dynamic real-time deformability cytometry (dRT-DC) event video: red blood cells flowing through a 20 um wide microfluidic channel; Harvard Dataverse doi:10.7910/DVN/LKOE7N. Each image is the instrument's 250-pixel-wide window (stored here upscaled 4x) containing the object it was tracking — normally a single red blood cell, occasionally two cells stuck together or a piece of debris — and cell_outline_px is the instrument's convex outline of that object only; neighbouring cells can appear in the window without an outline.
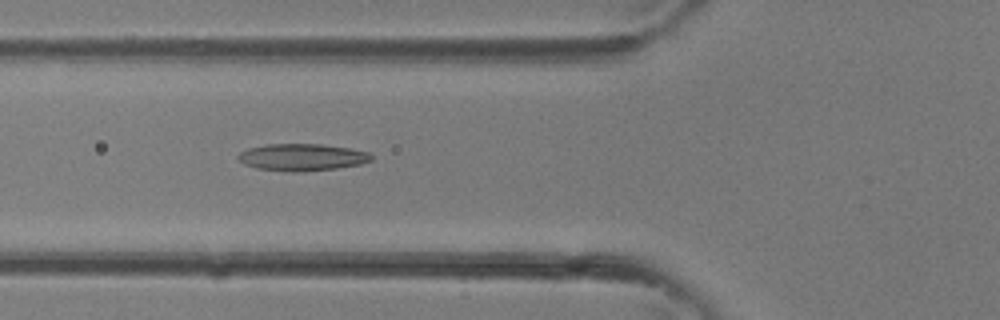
{"species": "common noctule bat (a hibernating species)", "species_latin": "Nyctalus noctula", "temperature_condition": "room temperature", "stored_images_in_passage": 37, "camera_frame_rate_fps": 3000, "um_per_image_px": 0.085, "animal": {"sex": "female"}, "frame": {"image": 1, "passage_image": 14, "time_ms": 4.333, "image_size_px": [1000, 320], "cell_outline_px": [[372, 160], [360, 164], [336, 168], [292, 172], [256, 168], [244, 164], [236, 156], [240, 152], [248, 148], [268, 144], [320, 144], [352, 148], [368, 152], [372, 156]], "centroid_in_image_um": [25.67, 13.35], "position_along_channel_um": 100.1, "area_um2": 20.87}}
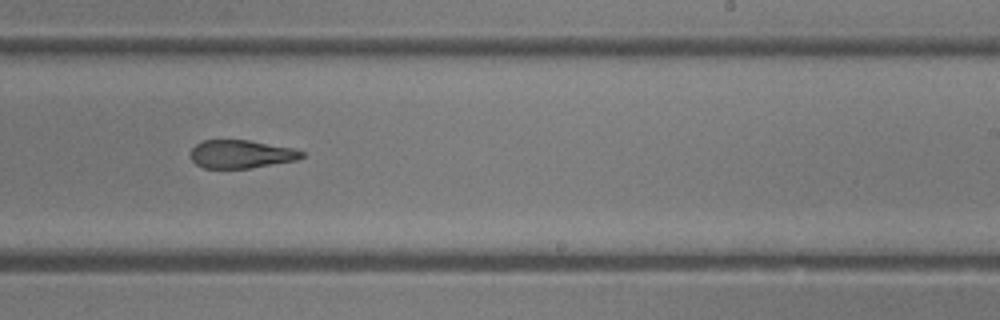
{"frame": {"image": 2, "passage_image": 23, "time_ms": 7.333, "image_size_px": [1000, 320], "cell_outline_px": [[304, 156], [296, 160], [252, 168], [204, 168], [196, 164], [192, 160], [188, 152], [196, 144], [204, 140], [248, 140], [296, 148], [304, 152]], "centroid_in_image_um": [20.49, 13.1], "position_along_channel_um": 268.5, "area_um2": 18.44}}
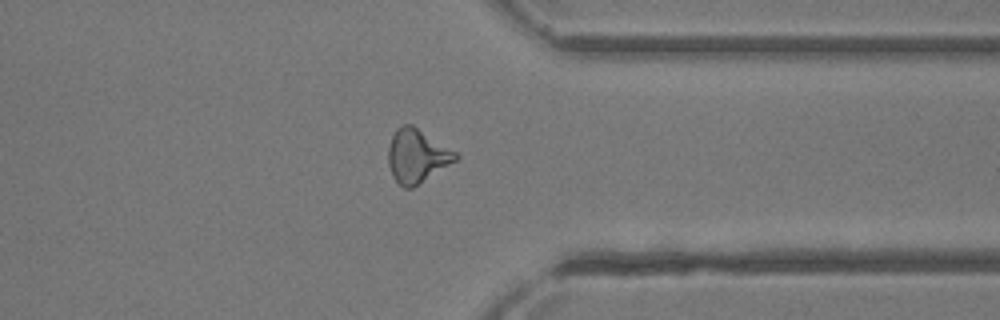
{"frame": {"image": 3, "passage_image": 29, "time_ms": 9.333, "image_size_px": [1000, 320], "cell_outline_px": [[460, 156], [456, 160], [412, 188], [404, 188], [392, 176], [388, 164], [388, 148], [392, 136], [396, 128], [404, 124], [412, 124], [456, 152]], "centroid_in_image_um": [35.41, 13.24], "position_along_channel_um": 376.0, "area_um2": 20.75}}